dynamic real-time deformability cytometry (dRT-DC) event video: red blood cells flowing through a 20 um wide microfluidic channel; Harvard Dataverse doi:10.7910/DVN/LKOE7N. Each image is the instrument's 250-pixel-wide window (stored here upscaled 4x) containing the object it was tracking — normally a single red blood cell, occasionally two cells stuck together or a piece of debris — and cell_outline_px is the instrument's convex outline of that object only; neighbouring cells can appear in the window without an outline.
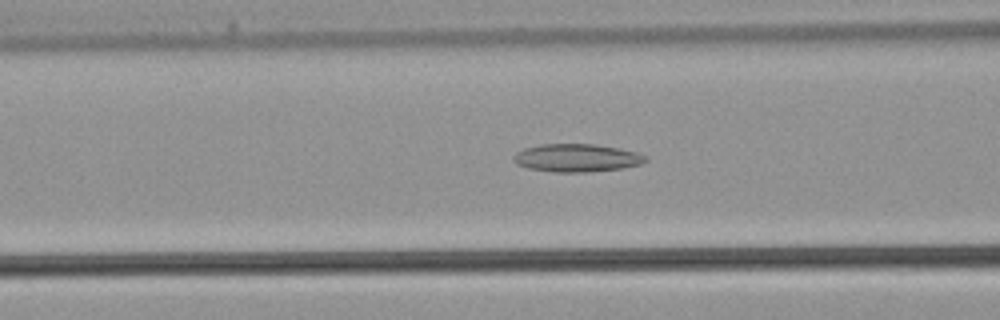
{"species": "common noctule bat (a hibernating species)", "species_latin": "Nyctalus noctula", "temperature_condition": "warm", "stored_images_in_passage": 30, "camera_frame_rate_fps": 3000, "um_per_image_px": 0.085, "animal": {"sex": "male", "body_mass_g": 21.5, "forearm_length_mm": 52.0}, "frame": {"image": 1, "passage_image": 8, "time_ms": 2.333, "image_size_px": [1000, 320], "cell_outline_px": [[648, 160], [640, 164], [620, 168], [588, 172], [552, 172], [528, 168], [516, 164], [512, 160], [512, 156], [516, 152], [524, 148], [540, 144], [596, 144], [620, 148], [636, 152], [648, 156]], "centroid_in_image_um": [49.0, 13.41], "position_along_channel_um": 117.6, "area_um2": 21.68}}
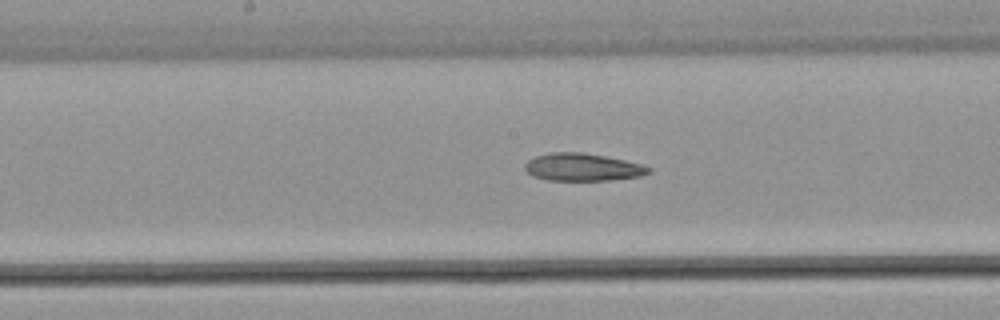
{"frame": {"image": 2, "passage_image": 13, "time_ms": 4.0, "image_size_px": [1000, 320], "cell_outline_px": [[652, 172], [640, 176], [612, 180], [548, 180], [532, 176], [524, 168], [524, 164], [528, 160], [536, 156], [552, 152], [580, 152], [604, 156], [644, 164], [652, 168]], "centroid_in_image_um": [49.54, 14.21], "position_along_channel_um": 198.7, "area_um2": 19.94}}
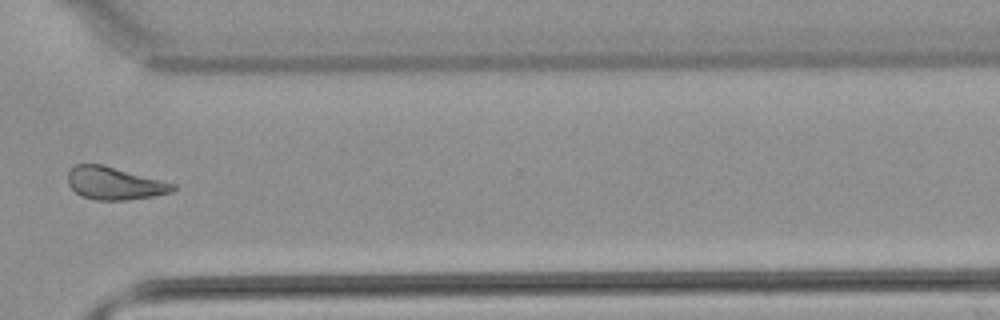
{"frame": {"image": 3, "passage_image": 23, "time_ms": 7.333, "image_size_px": [1000, 320], "cell_outline_px": [[176, 188], [172, 192], [152, 196], [124, 200], [96, 200], [80, 196], [68, 184], [68, 172], [76, 164], [100, 164], [176, 184]], "centroid_in_image_um": [9.71, 15.59], "position_along_channel_um": 360.9, "area_um2": 19.71}}